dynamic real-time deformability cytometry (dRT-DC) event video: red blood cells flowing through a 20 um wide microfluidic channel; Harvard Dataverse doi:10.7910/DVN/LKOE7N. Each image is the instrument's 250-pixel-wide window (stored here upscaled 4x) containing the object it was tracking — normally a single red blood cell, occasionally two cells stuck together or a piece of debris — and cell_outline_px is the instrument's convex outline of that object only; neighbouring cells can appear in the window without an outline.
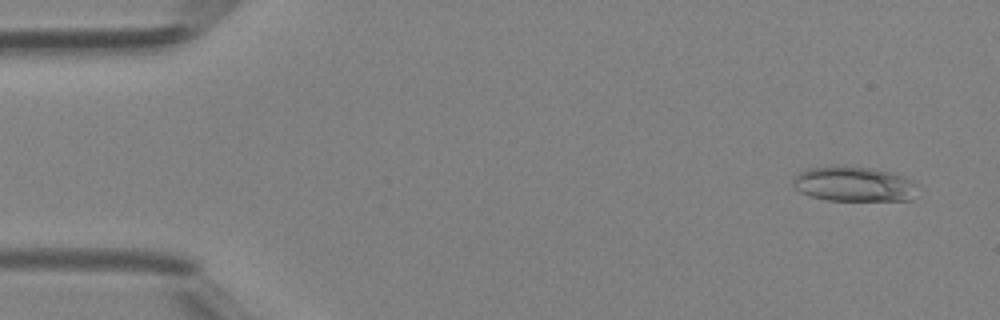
{"species": "Egyptian fruit bat (a non-hibernating species)", "species_latin": "Rousettus aegyptiacus", "temperature_condition": "room temperature", "stored_images_in_passage": 43, "camera_frame_rate_fps": 3000, "um_per_image_px": 0.085, "animal": {"sex": "female"}, "frame": {"image": 1, "passage_image": 3, "time_ms": 0.667, "image_size_px": [1000, 320], "cell_outline_px": [[916, 184], [912, 200], [828, 200], [812, 196], [800, 192], [792, 188], [792, 176], [804, 168], [876, 168], [896, 172], [912, 180]], "centroid_in_image_um": [72.56, 15.65], "position_along_channel_um": 12.4, "area_um2": 25.14}}
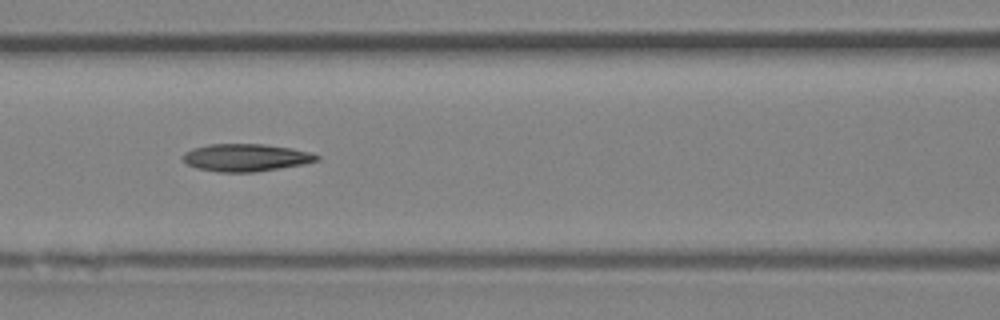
{"frame": {"image": 2, "passage_image": 19, "time_ms": 6.0, "image_size_px": [1000, 320], "cell_outline_px": [[320, 160], [304, 164], [256, 172], [220, 172], [196, 168], [188, 164], [180, 156], [184, 152], [192, 148], [208, 144], [264, 144], [292, 148], [308, 152], [320, 156]], "centroid_in_image_um": [20.88, 13.39], "position_along_channel_um": 145.7, "area_um2": 21.56}}
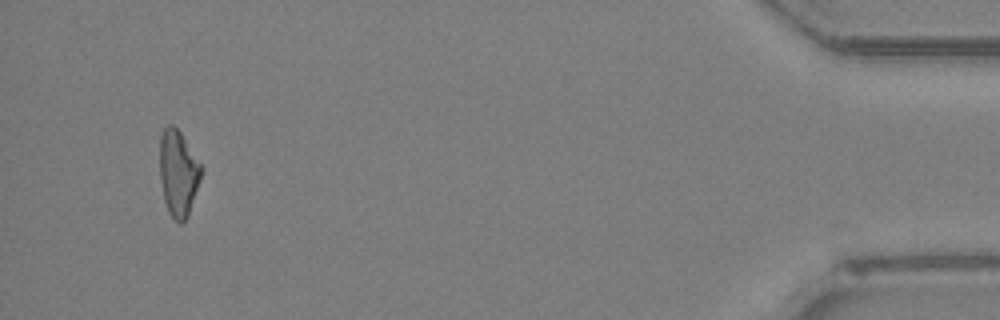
{"frame": {"image": 3, "passage_image": 41, "time_ms": 13.333, "image_size_px": [1000, 320], "cell_outline_px": [[204, 168], [188, 216], [180, 224], [168, 212], [164, 200], [160, 180], [160, 136], [164, 128], [168, 124], [172, 124], [180, 132]], "centroid_in_image_um": [15.15, 14.7], "position_along_channel_um": 420.0, "area_um2": 20.81}}